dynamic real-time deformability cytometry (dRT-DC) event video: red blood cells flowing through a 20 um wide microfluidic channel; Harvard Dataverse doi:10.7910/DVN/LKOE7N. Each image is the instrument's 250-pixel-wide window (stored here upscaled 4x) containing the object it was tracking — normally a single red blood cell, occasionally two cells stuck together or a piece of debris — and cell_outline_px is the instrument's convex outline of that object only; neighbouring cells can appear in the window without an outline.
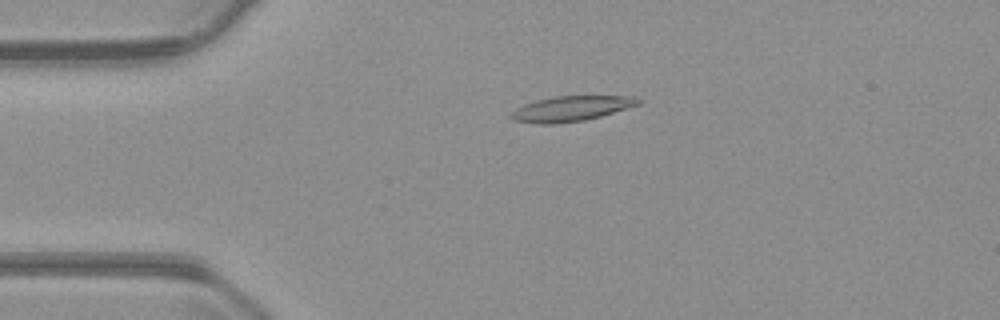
{"species": "common noctule bat (a hibernating species)", "species_latin": "Nyctalus noctula", "temperature_condition": "warm", "stored_images_in_passage": 52, "camera_frame_rate_fps": 3000, "um_per_image_px": 0.085, "animal": {"sex": "male", "body_mass_g": 23.1, "forearm_length_mm": 52.7}, "frame": {"image": 1, "passage_image": 9, "time_ms": 2.667, "image_size_px": [1000, 320], "cell_outline_px": [[644, 100], [640, 104], [600, 116], [584, 120], [556, 124], [536, 124], [512, 120], [508, 116], [516, 108], [524, 104], [536, 100], [552, 96], [636, 96]], "centroid_in_image_um": [48.53, 9.23], "position_along_channel_um": 36.5, "area_um2": 18.84}}
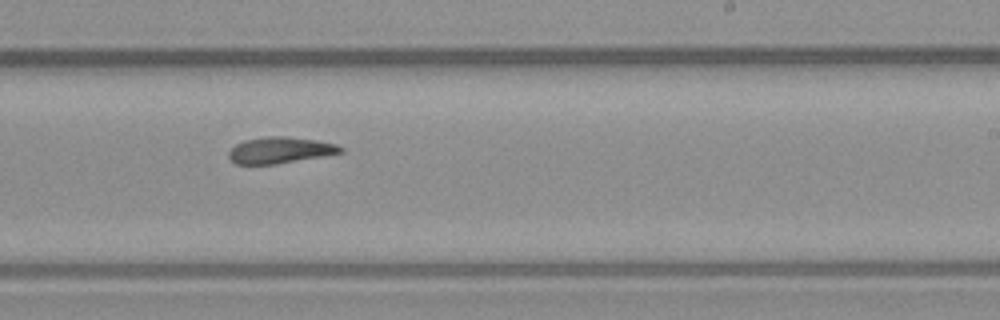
{"frame": {"image": 2, "passage_image": 30, "time_ms": 9.667, "image_size_px": [1000, 320], "cell_outline_px": [[344, 152], [324, 156], [276, 164], [236, 164], [228, 156], [228, 152], [236, 144], [244, 140], [268, 136], [288, 136], [316, 140], [336, 144], [344, 148]], "centroid_in_image_um": [23.83, 12.76], "position_along_channel_um": 265.2, "area_um2": 17.17}}
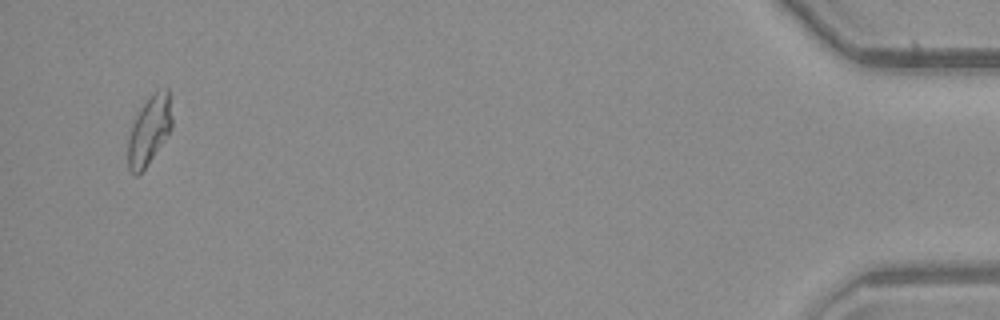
{"frame": {"image": 3, "passage_image": 50, "time_ms": 16.333, "image_size_px": [1000, 320], "cell_outline_px": [[172, 128], [140, 176], [132, 176], [128, 168], [128, 136], [132, 124], [140, 108], [152, 92], [156, 88], [168, 88], [172, 120]], "centroid_in_image_um": [12.67, 11.09], "position_along_channel_um": 422.5, "area_um2": 17.92}, "authors_computed_cell_mechanics": {"area_um2": 17.4845, "velocity_mm_per_s": 3.7165, "shape_relaxation_time_tau1_ms": 4.0998, "shape_relaxation_time_tau2_ms": 4.5415, "deformation_change_tau1": 0.1652, "deformation_change_tau2": 0.1444}}